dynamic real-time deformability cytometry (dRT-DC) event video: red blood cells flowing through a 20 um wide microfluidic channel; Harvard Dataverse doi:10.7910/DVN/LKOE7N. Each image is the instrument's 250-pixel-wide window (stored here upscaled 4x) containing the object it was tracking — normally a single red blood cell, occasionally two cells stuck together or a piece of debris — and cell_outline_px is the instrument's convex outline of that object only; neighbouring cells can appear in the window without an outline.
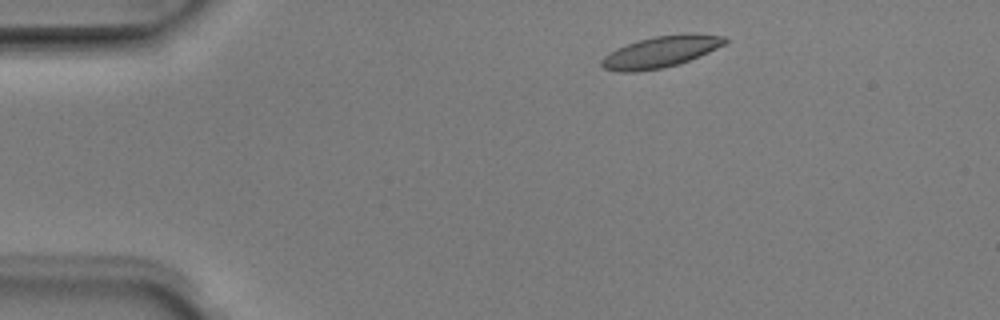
{"species": "Egyptian fruit bat (a non-hibernating species)", "species_latin": "Rousettus aegyptiacus", "temperature_condition": "room temperature", "stored_images_in_passage": 5, "camera_frame_rate_fps": 3000, "um_per_image_px": 0.085, "animal": {"sex": "male"}, "frame": {"image": 1, "passage_image": 2, "time_ms": 0.333, "image_size_px": [1000, 320], "cell_outline_px": [[728, 40], [724, 44], [708, 52], [680, 64], [660, 68], [636, 72], [620, 72], [604, 68], [600, 64], [600, 60], [604, 56], [616, 48], [652, 36], [724, 36]], "centroid_in_image_um": [56.04, 4.46], "position_along_channel_um": 29.0, "area_um2": 21.56}}
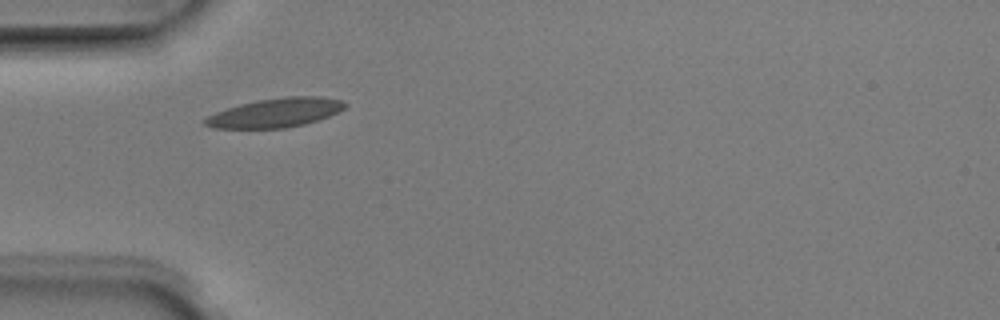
{"frame": {"image": 2, "passage_image": 4, "time_ms": 1.0, "image_size_px": [1000, 320], "cell_outline_px": [[344, 108], [328, 116], [304, 124], [284, 128], [212, 128], [204, 124], [204, 120], [208, 116], [216, 112], [240, 104], [256, 100], [288, 96], [320, 96], [344, 100]], "centroid_in_image_um": [23.4, 9.57], "position_along_channel_um": 61.6, "area_um2": 23.47}}
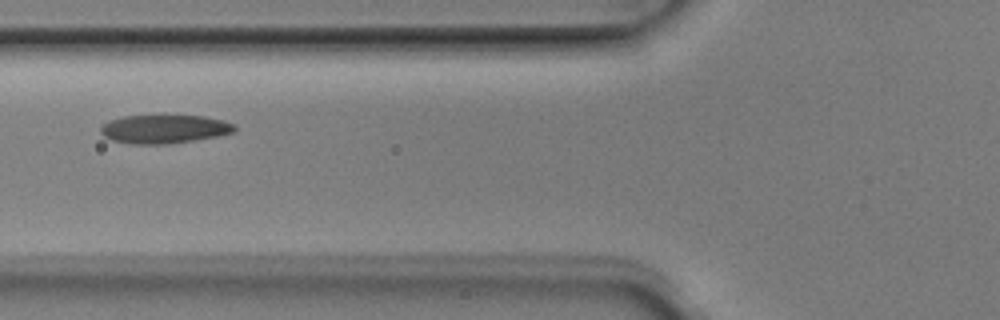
{"frame": {"image": 3, "passage_image": 5, "time_ms": 1.333, "image_size_px": [1000, 320], "cell_outline_px": [[236, 128], [232, 132], [216, 136], [192, 140], [164, 144], [132, 144], [112, 140], [104, 136], [100, 132], [100, 128], [108, 120], [124, 116], [204, 116], [224, 120], [236, 124]], "centroid_in_image_um": [13.95, 10.96], "position_along_channel_um": 111.9, "area_um2": 22.08}}